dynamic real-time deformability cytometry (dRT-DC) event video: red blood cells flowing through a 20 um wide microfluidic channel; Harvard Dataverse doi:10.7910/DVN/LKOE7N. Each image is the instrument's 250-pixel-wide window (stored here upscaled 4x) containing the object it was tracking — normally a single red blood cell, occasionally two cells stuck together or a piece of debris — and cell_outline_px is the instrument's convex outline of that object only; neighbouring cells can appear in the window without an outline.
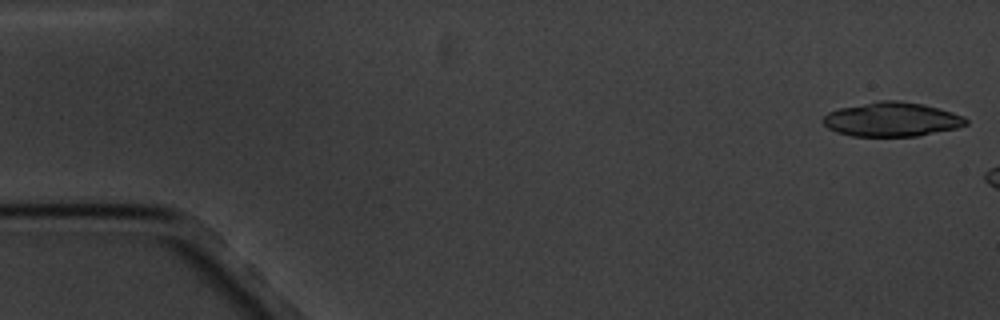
{"species": "common noctule bat (a hibernating species)", "species_latin": "Nyctalus noctula", "temperature_condition": "cold", "stored_images_in_passage": 5, "camera_frame_rate_fps": 3000, "um_per_image_px": 0.085, "animal": {"sex": "male", "body_mass_g": 20.1, "forearm_length_mm": 53.5}, "frame": {"image": 1, "passage_image": 1, "time_ms": 0.0, "image_size_px": [1000, 320], "cell_outline_px": [[968, 124], [956, 128], [920, 136], [852, 136], [836, 132], [828, 128], [820, 120], [828, 112], [840, 108], [880, 100], [896, 100], [924, 104], [952, 112], [964, 116], [968, 120]], "centroid_in_image_um": [75.8, 10.15], "position_along_channel_um": 9.2, "area_um2": 28.61}}